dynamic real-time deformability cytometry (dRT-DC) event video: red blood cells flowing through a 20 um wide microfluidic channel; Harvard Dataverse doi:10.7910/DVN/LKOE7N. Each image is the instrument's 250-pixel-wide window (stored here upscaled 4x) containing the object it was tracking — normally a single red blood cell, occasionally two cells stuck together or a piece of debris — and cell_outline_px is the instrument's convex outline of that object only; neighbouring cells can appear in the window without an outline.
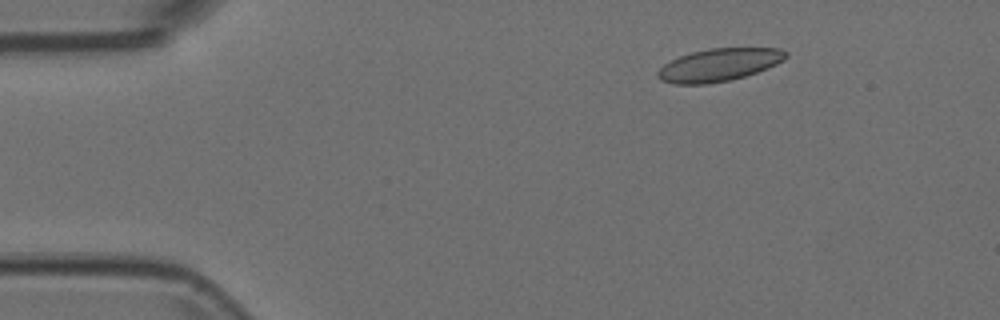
{"species": "Egyptian fruit bat (a non-hibernating species)", "species_latin": "Rousettus aegyptiacus", "temperature_condition": "room temperature", "stored_images_in_passage": 55, "camera_frame_rate_fps": 3000, "um_per_image_px": 0.085, "animal": {"sex": "female"}, "frame": {"image": 1, "passage_image": 8, "time_ms": 2.333, "image_size_px": [1000, 320], "cell_outline_px": [[788, 56], [784, 60], [768, 68], [744, 76], [728, 80], [708, 84], [672, 84], [660, 80], [656, 76], [656, 72], [664, 64], [680, 56], [692, 52], [708, 48], [780, 48], [788, 52]], "centroid_in_image_um": [61.1, 5.51], "position_along_channel_um": 23.9, "area_um2": 24.45}}
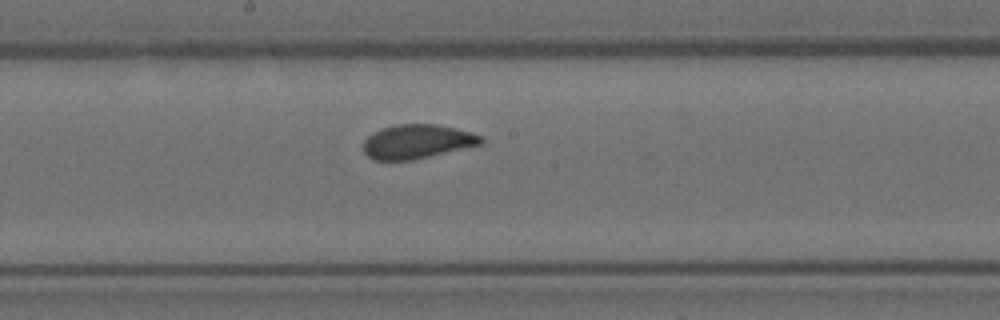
{"frame": {"image": 2, "passage_image": 29, "time_ms": 9.333, "image_size_px": [1000, 320], "cell_outline_px": [[484, 144], [412, 160], [372, 160], [364, 152], [364, 140], [372, 132], [380, 128], [396, 124], [436, 124], [456, 128], [472, 132], [484, 136]], "centroid_in_image_um": [35.49, 12.02], "position_along_channel_um": 212.7, "area_um2": 23.7}}
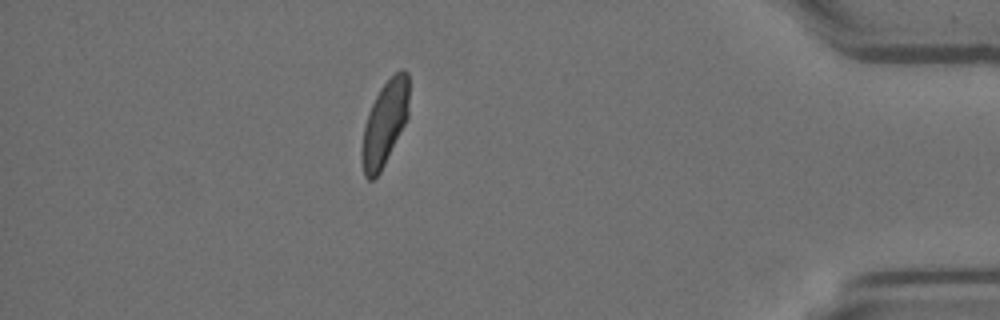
{"frame": {"image": 3, "passage_image": 48, "time_ms": 15.667, "image_size_px": [1000, 320], "cell_outline_px": [[408, 116], [380, 172], [372, 180], [368, 180], [364, 176], [360, 152], [360, 148], [364, 128], [368, 112], [380, 88], [400, 68], [404, 68], [408, 72]], "centroid_in_image_um": [32.68, 10.48], "position_along_channel_um": 402.5, "area_um2": 23.0}}